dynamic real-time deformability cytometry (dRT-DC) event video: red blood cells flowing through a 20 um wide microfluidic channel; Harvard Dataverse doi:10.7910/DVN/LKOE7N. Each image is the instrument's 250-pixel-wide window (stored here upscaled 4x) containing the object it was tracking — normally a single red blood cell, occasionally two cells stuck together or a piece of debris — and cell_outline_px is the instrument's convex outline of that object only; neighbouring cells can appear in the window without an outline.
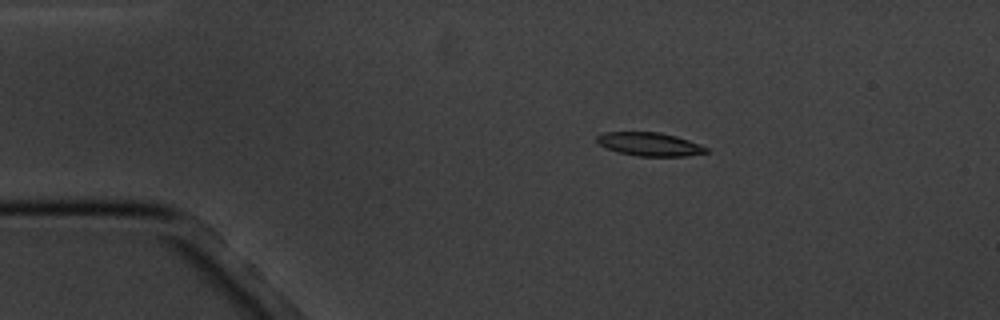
{"species": "common noctule bat (a hibernating species)", "species_latin": "Nyctalus noctula", "temperature_condition": "cold", "stored_images_in_passage": 5, "camera_frame_rate_fps": 3000, "um_per_image_px": 0.085, "animal": {"sex": "male", "body_mass_g": 20.1, "forearm_length_mm": 53.5}, "frame": {"image": 1, "passage_image": 2, "time_ms": 1.333, "image_size_px": [1000, 320], "cell_outline_px": [[708, 152], [684, 156], [640, 156], [620, 152], [608, 148], [600, 144], [596, 140], [596, 136], [604, 132], [660, 132], [676, 136], [688, 140], [708, 148]], "centroid_in_image_um": [55.22, 12.25], "position_along_channel_um": 29.8, "area_um2": 14.68}}
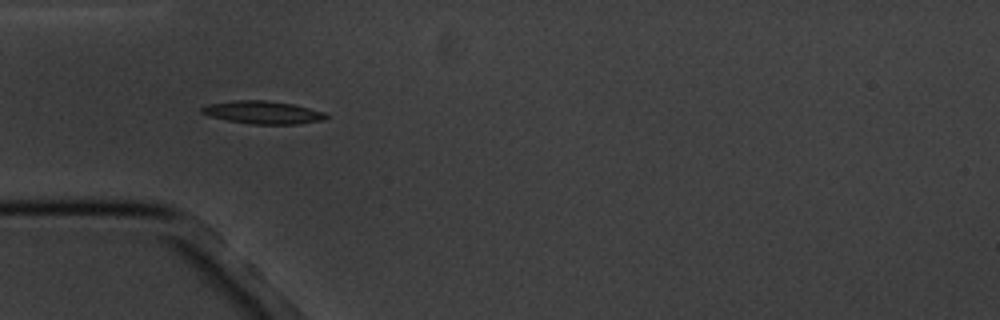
{"frame": {"image": 2, "passage_image": 4, "time_ms": 3.667, "image_size_px": [1000, 320], "cell_outline_px": [[328, 116], [324, 120], [300, 124], [252, 124], [228, 120], [212, 116], [200, 112], [200, 108], [208, 104], [232, 100], [264, 100], [292, 104], [324, 112]], "centroid_in_image_um": [22.34, 9.55], "position_along_channel_um": 62.7, "area_um2": 16.42}}
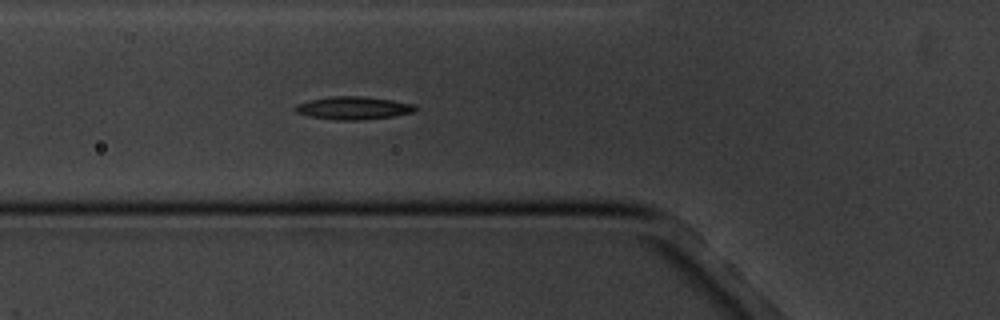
{"frame": {"image": 3, "passage_image": 5, "time_ms": 4.667, "image_size_px": [1000, 320], "cell_outline_px": [[416, 108], [412, 112], [392, 116], [364, 120], [336, 120], [308, 116], [296, 112], [292, 108], [296, 104], [308, 100], [328, 96], [364, 96], [392, 100], [416, 104]], "centroid_in_image_um": [29.98, 9.17], "position_along_channel_um": 95.8, "area_um2": 16.18}}